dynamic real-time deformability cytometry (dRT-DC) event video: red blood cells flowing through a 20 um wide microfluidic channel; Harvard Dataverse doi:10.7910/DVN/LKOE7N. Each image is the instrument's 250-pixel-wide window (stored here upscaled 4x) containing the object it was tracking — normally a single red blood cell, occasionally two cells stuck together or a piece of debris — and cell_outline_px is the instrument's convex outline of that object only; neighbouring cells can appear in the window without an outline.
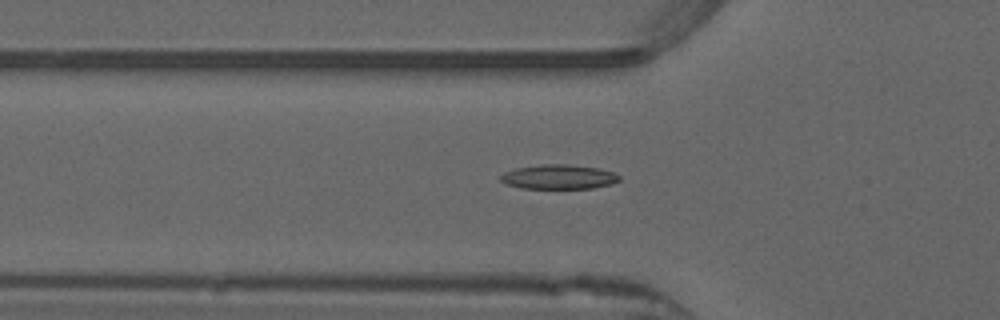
{"species": "common noctule bat (a hibernating species)", "species_latin": "Nyctalus noctula", "temperature_condition": "warm", "stored_images_in_passage": 46, "camera_frame_rate_fps": 3000, "um_per_image_px": 0.085, "animal": {"sex": "male", "forearm_length_mm": 52.5}, "frame": {"image": 1, "passage_image": 18, "time_ms": 5.667, "image_size_px": [1000, 320], "cell_outline_px": [[620, 180], [612, 184], [592, 188], [520, 188], [508, 184], [500, 180], [500, 176], [504, 172], [516, 168], [540, 164], [568, 164], [596, 168], [612, 172], [620, 176]], "centroid_in_image_um": [47.48, 15.03], "position_along_channel_um": 78.3, "area_um2": 16.82}}
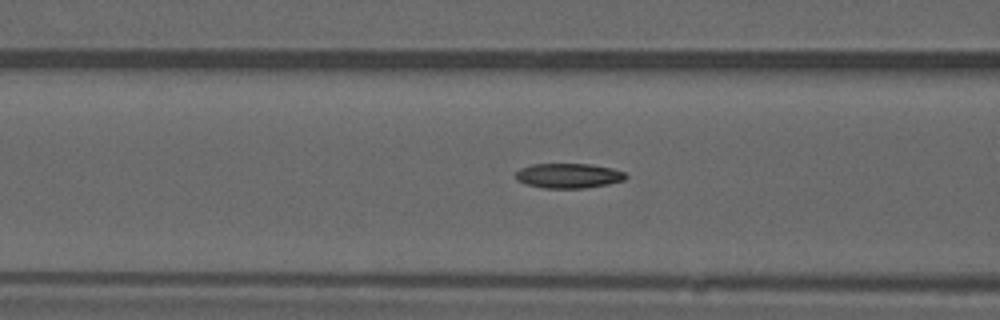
{"frame": {"image": 2, "passage_image": 21, "time_ms": 6.667, "image_size_px": [1000, 320], "cell_outline_px": [[628, 176], [624, 180], [608, 184], [584, 188], [544, 188], [524, 184], [516, 180], [516, 172], [520, 168], [532, 164], [592, 164], [612, 168], [624, 172]], "centroid_in_image_um": [48.31, 14.93], "position_along_channel_um": 118.3, "area_um2": 16.01}}
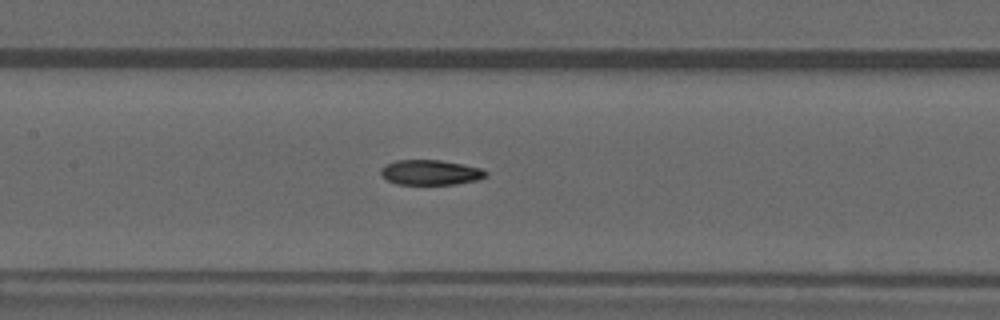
{"frame": {"image": 3, "passage_image": 25, "time_ms": 8.0, "image_size_px": [1000, 320], "cell_outline_px": [[488, 176], [480, 180], [456, 184], [396, 184], [380, 176], [380, 168], [384, 164], [396, 160], [440, 160], [464, 164], [480, 168], [488, 172]], "centroid_in_image_um": [36.59, 14.65], "position_along_channel_um": 170.8, "area_um2": 15.61}}